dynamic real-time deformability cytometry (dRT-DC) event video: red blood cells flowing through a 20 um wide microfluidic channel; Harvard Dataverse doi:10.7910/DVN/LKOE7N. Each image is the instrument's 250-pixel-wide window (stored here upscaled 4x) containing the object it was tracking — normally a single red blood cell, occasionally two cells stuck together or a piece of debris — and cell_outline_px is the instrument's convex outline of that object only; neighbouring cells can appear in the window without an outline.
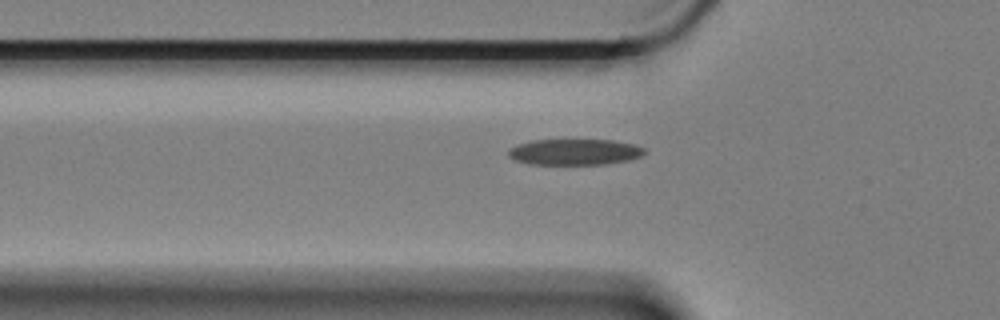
{"species": "Egyptian fruit bat (a non-hibernating species)", "species_latin": "Rousettus aegyptiacus", "temperature_condition": "cold", "stored_images_in_passage": 25, "camera_frame_rate_fps": 3000, "um_per_image_px": 0.085, "animal": {"sex": "female"}, "frame": {"image": 1, "passage_image": 7, "time_ms": 2.0, "image_size_px": [1000, 320], "cell_outline_px": [[648, 152], [640, 156], [628, 160], [604, 164], [528, 164], [512, 160], [508, 156], [508, 148], [516, 144], [532, 140], [612, 140], [636, 144], [644, 148]], "centroid_in_image_um": [48.81, 12.91], "position_along_channel_um": 77.0, "area_um2": 20.87}}
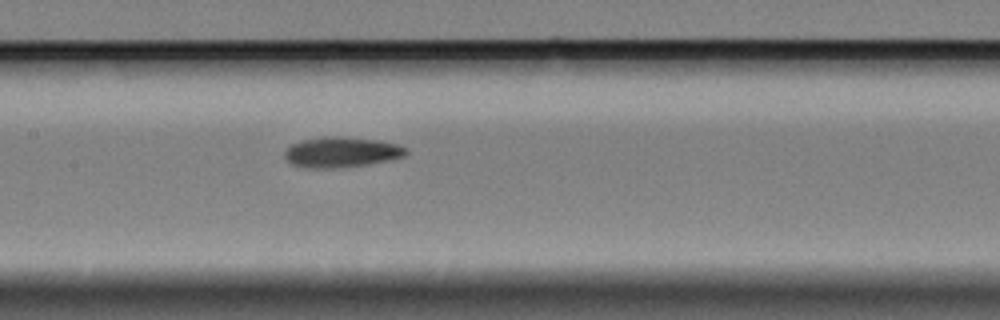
{"frame": {"image": 2, "passage_image": 16, "time_ms": 5.0, "image_size_px": [1000, 320], "cell_outline_px": [[408, 152], [404, 156], [364, 164], [340, 168], [308, 168], [292, 164], [284, 156], [284, 152], [292, 144], [300, 140], [324, 136], [344, 136], [380, 140], [396, 144], [408, 148]], "centroid_in_image_um": [29.0, 12.91], "position_along_channel_um": 178.4, "area_um2": 21.44}}
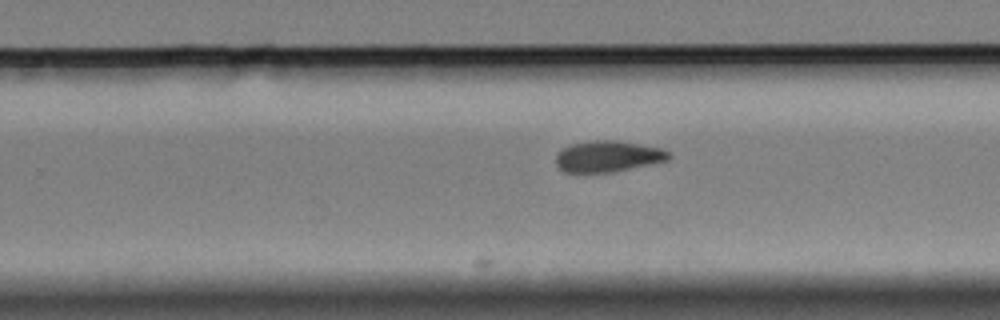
{"frame": {"image": 3, "passage_image": 25, "time_ms": 8.0, "image_size_px": [1000, 320], "cell_outline_px": [[672, 156], [668, 160], [612, 172], [564, 172], [556, 164], [556, 152], [560, 148], [572, 144], [592, 140], [616, 140], [660, 148], [668, 152]], "centroid_in_image_um": [51.63, 13.28], "position_along_channel_um": 278.2, "area_um2": 20.4}}